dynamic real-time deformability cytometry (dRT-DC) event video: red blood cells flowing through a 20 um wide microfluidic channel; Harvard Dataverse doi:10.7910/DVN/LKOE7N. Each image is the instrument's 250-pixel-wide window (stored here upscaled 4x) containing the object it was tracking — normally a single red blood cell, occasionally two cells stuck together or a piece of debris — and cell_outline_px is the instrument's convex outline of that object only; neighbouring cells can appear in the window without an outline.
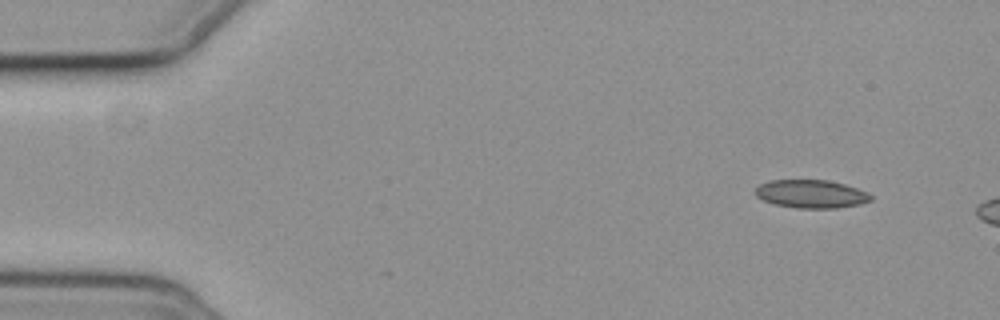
{"species": "common noctule bat (a hibernating species)", "species_latin": "Nyctalus noctula", "temperature_condition": "cold", "stored_images_in_passage": 49, "camera_frame_rate_fps": 3000, "um_per_image_px": 0.085, "animal": {"sex": "female", "body_mass_g": 19.3, "forearm_length_mm": 54.1}, "frame": {"image": 1, "passage_image": 1, "time_ms": 0.0, "image_size_px": [1000, 320], "cell_outline_px": [[872, 200], [860, 204], [836, 208], [800, 208], [776, 204], [764, 200], [756, 196], [756, 188], [760, 184], [768, 180], [828, 180], [844, 184], [868, 192], [872, 196]], "centroid_in_image_um": [68.97, 16.48], "position_along_channel_um": 16.0, "area_um2": 18.84}}
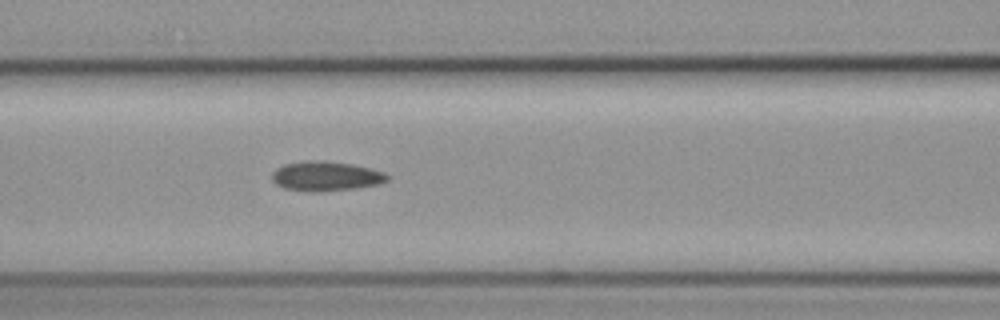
{"frame": {"image": 2, "passage_image": 20, "time_ms": 6.333, "image_size_px": [1000, 320], "cell_outline_px": [[388, 180], [380, 184], [356, 188], [320, 192], [308, 192], [284, 188], [276, 184], [272, 180], [272, 172], [276, 168], [284, 164], [308, 160], [324, 160], [352, 164], [384, 172], [388, 176]], "centroid_in_image_um": [27.67, 14.98], "position_along_channel_um": 138.9, "area_um2": 20.06}}
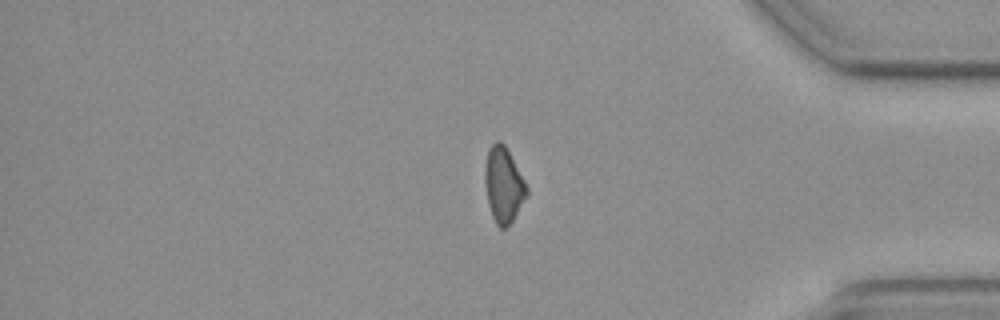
{"frame": {"image": 3, "passage_image": 43, "time_ms": 14.0, "image_size_px": [1000, 320], "cell_outline_px": [[528, 196], [512, 220], [504, 228], [500, 228], [496, 224], [492, 216], [488, 204], [484, 184], [484, 168], [488, 148], [496, 140], [500, 140], [504, 144], [524, 180], [528, 188]], "centroid_in_image_um": [42.78, 15.7], "position_along_channel_um": 392.4, "area_um2": 18.38}}